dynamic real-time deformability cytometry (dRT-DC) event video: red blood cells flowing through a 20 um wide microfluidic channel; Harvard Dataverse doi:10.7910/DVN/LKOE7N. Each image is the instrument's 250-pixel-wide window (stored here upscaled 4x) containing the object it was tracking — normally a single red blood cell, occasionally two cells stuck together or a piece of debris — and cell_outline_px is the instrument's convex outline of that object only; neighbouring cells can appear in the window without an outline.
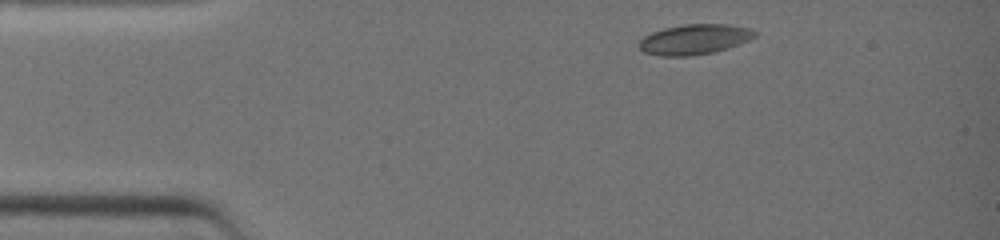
{"species": "common noctule bat (a hibernating species)", "species_latin": "Nyctalus noctula", "temperature_condition": "warm", "stored_images_in_passage": 30, "camera_frame_rate_fps": 3000, "um_per_image_px": 0.085, "animal": {"sex": "female", "body_mass_g": 19.0, "forearm_length_mm": 51.5}, "frame": {"image": 1, "passage_image": 1, "time_ms": 0.0, "image_size_px": [1000, 240], "cell_outline_px": [[756, 36], [748, 40], [712, 52], [692, 56], [660, 56], [644, 52], [640, 48], [640, 40], [644, 36], [652, 32], [664, 28], [684, 24], [728, 24], [752, 28], [756, 32]], "centroid_in_image_um": [59.01, 3.33], "position_along_channel_um": 26.0, "area_um2": 20.17}}
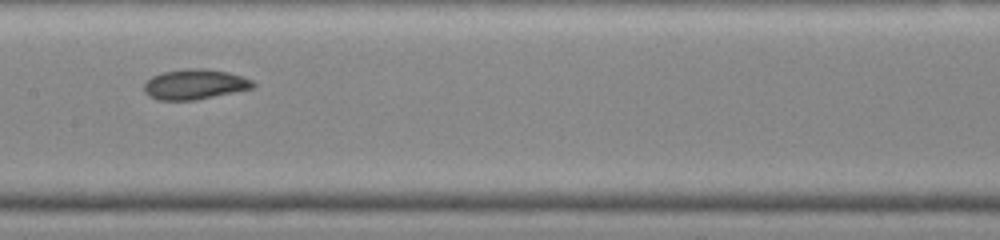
{"frame": {"image": 2, "passage_image": 15, "time_ms": 4.667, "image_size_px": [1000, 240], "cell_outline_px": [[256, 84], [252, 88], [196, 100], [156, 100], [148, 96], [144, 92], [144, 84], [152, 76], [164, 72], [188, 68], [204, 68], [228, 72], [252, 80]], "centroid_in_image_um": [16.53, 7.17], "position_along_channel_um": 190.9, "area_um2": 19.07}}
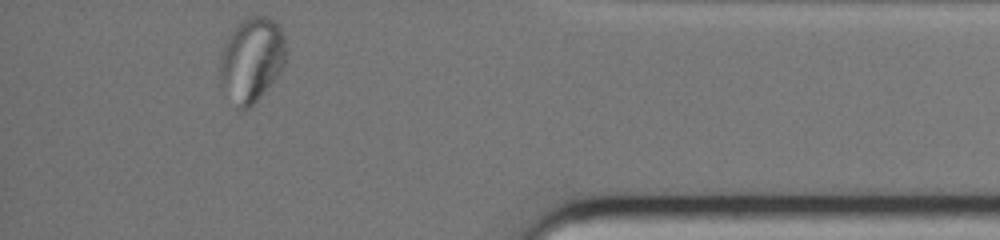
{"frame": {"image": 3, "passage_image": 30, "time_ms": 9.667, "image_size_px": [1000, 240], "cell_outline_px": [[284, 64], [280, 72], [260, 96], [244, 112], [236, 108], [220, 80], [220, 64], [224, 44], [228, 36], [236, 24], [240, 20], [248, 16], [264, 16], [272, 20], [280, 28], [284, 36]], "centroid_in_image_um": [21.37, 5.06], "position_along_channel_um": 413.8, "area_um2": 32.02}}